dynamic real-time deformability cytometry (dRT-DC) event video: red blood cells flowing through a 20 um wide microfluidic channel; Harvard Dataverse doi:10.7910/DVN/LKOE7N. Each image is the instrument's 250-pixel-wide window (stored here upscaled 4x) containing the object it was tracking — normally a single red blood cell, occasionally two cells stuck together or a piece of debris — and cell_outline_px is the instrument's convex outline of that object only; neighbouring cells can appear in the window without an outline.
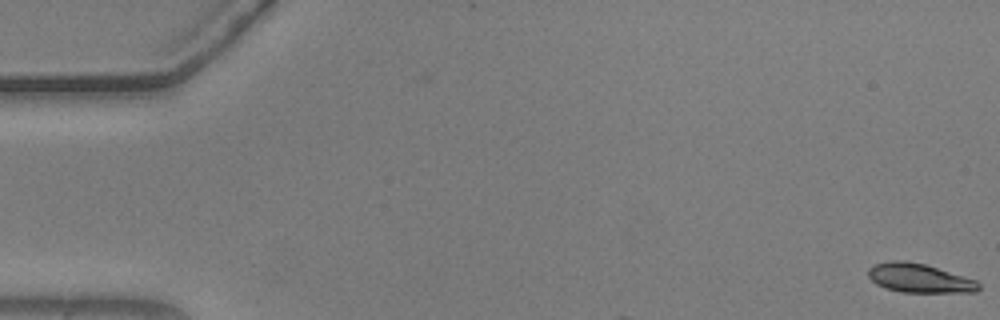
{"species": "common noctule bat (a hibernating species)", "species_latin": "Nyctalus noctula", "temperature_condition": "warm", "stored_images_in_passage": 2, "camera_frame_rate_fps": 3000, "um_per_image_px": 0.085, "animal": {"sex": "male", "body_mass_g": 20.5, "forearm_length_mm": 52.5}, "frame": {"image": 1, "passage_image": 2, "time_ms": 0.333, "image_size_px": [1000, 320], "cell_outline_px": [[980, 288], [976, 292], [900, 292], [876, 284], [868, 276], [868, 268], [876, 264], [892, 260], [904, 260], [924, 264], [976, 280], [980, 284]], "centroid_in_image_um": [78.14, 23.64], "position_along_channel_um": 6.9, "area_um2": 18.44}}